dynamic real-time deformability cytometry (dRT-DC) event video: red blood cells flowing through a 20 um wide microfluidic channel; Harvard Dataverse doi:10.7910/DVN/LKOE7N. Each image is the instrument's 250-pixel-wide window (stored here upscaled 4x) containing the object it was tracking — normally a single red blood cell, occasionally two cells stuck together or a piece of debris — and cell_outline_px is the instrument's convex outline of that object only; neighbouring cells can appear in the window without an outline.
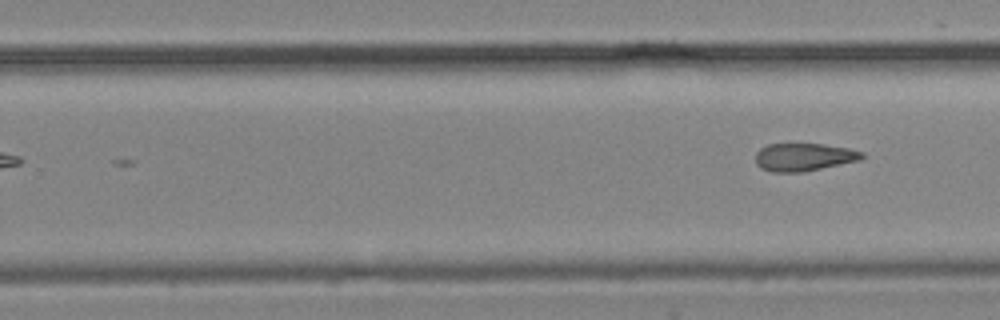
{"species": "common noctule bat (a hibernating species)", "species_latin": "Nyctalus noctula", "temperature_condition": "cold", "stored_images_in_passage": 27, "camera_frame_rate_fps": 3000, "um_per_image_px": 0.085, "animal": {"sex": "male", "body_mass_g": 19.2, "forearm_length_mm": 51.8}, "frame": {"image": 1, "passage_image": 27, "time_ms": 8.667, "image_size_px": [1000, 320], "cell_outline_px": [[864, 156], [860, 160], [804, 172], [772, 172], [760, 168], [756, 164], [756, 152], [760, 148], [768, 144], [820, 144], [848, 148], [864, 152]], "centroid_in_image_um": [68.31, 13.36], "position_along_channel_um": 261.5, "area_um2": 17.28}}